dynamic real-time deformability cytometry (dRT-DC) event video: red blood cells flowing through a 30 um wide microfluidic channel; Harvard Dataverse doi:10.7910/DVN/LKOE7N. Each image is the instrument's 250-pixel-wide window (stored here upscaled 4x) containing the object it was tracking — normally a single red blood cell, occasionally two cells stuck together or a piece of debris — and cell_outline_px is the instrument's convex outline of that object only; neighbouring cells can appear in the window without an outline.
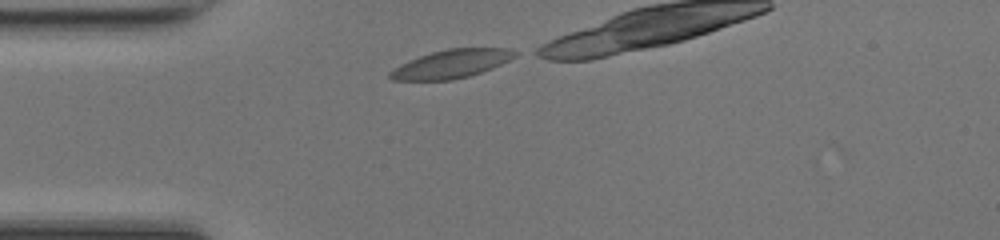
{"species": "common noctule bat (a hibernating species)", "species_latin": "Nyctalus noctula", "temperature_condition": "room temperature", "stored_images_in_passage": 8, "camera_frame_rate_fps": 3000, "um_per_image_px": 0.085, "animal": {"sex": "female", "body_mass_g": 17.0, "forearm_length_mm": 48.0}, "frame": {"image": 1, "passage_image": 1, "time_ms": 0.0, "image_size_px": [1000, 240], "cell_outline_px": [[520, 52], [516, 56], [492, 68], [468, 76], [452, 80], [392, 80], [388, 76], [388, 72], [400, 64], [420, 56], [432, 52], [448, 48], [508, 48]], "centroid_in_image_um": [38.36, 5.42], "position_along_channel_um": 46.6, "area_um2": 20.58}}
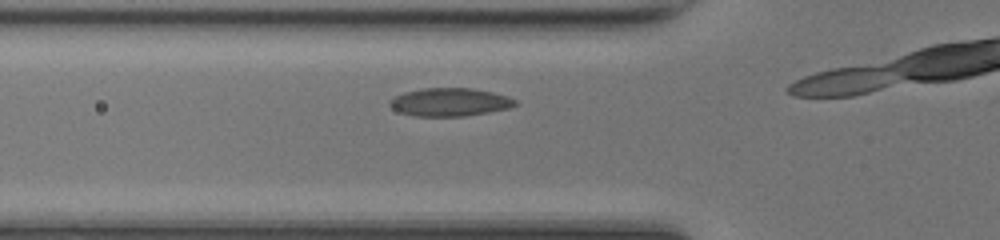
{"frame": {"image": 2, "passage_image": 5, "time_ms": 1.333, "image_size_px": [1000, 240], "cell_outline_px": [[516, 104], [508, 108], [488, 112], [464, 116], [416, 116], [400, 112], [392, 108], [388, 104], [388, 100], [404, 92], [424, 88], [472, 88], [492, 92], [508, 96], [516, 100]], "centroid_in_image_um": [38.21, 8.67], "position_along_channel_um": 87.6, "area_um2": 20.46}}